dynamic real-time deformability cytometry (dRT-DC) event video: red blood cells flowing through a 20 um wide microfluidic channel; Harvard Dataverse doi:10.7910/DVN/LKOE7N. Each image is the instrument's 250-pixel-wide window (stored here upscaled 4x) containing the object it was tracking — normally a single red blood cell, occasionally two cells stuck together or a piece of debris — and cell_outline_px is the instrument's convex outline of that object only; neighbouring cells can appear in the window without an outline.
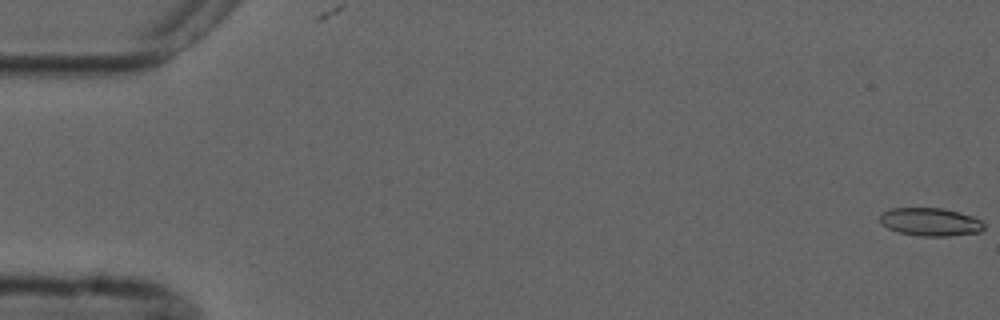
{"species": "common noctule bat (a hibernating species)", "species_latin": "Nyctalus noctula", "temperature_condition": "cold", "stored_images_in_passage": 6, "segment_of_instrument_passage": [2, 2], "camera_frame_rate_fps": 3000, "um_per_image_px": 0.085, "animal": {"sex": "male", "forearm_length_mm": 52.5}, "frame": {"image": 1, "passage_image": 6, "time_ms": 6.0, "image_size_px": [1000, 320], "cell_outline_px": [[984, 228], [980, 232], [948, 236], [920, 236], [900, 232], [888, 228], [880, 224], [880, 216], [884, 212], [892, 208], [944, 208], [960, 212], [972, 216], [980, 220], [984, 224]], "centroid_in_image_um": [79.09, 18.86], "position_along_channel_um": 5.9, "area_um2": 16.99}}